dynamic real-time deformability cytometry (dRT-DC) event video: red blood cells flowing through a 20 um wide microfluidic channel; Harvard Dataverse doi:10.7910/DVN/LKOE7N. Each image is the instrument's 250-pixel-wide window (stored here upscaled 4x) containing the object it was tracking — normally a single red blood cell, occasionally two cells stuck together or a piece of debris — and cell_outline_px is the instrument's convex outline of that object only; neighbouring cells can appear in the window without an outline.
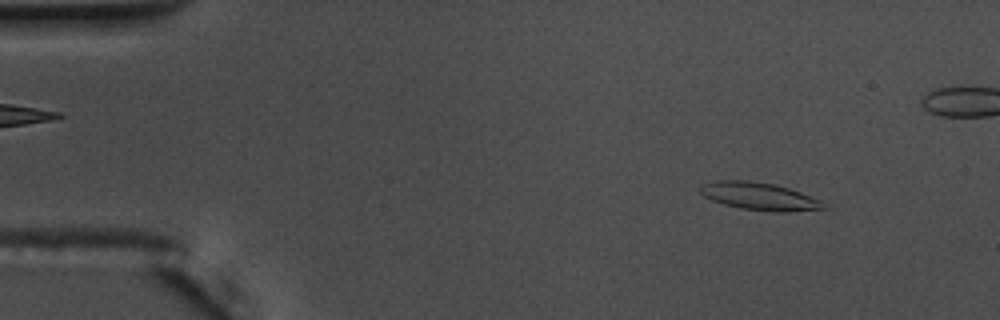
{"species": "common noctule bat (a hibernating species)", "species_latin": "Nyctalus noctula", "temperature_condition": "warm", "stored_images_in_passage": 56, "camera_frame_rate_fps": 3000, "um_per_image_px": 0.085, "animal": {"sex": "male", "body_mass_g": 17.5, "forearm_length_mm": 52.3}, "frame": {"image": 1, "passage_image": 6, "time_ms": 1.667, "image_size_px": [1000, 320], "cell_outline_px": [[828, 208], [788, 212], [772, 212], [740, 208], [724, 204], [712, 200], [704, 196], [700, 192], [700, 184], [712, 180], [748, 180], [776, 184], [800, 192], [820, 200]], "centroid_in_image_um": [64.51, 16.68], "position_along_channel_um": 20.5, "area_um2": 20.0}}
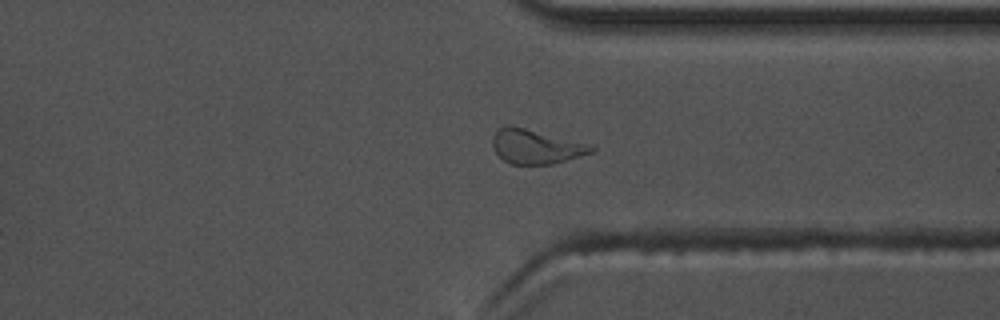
{"frame": {"image": 2, "passage_image": 42, "time_ms": 13.667, "image_size_px": [1000, 320], "cell_outline_px": [[596, 152], [552, 164], [508, 164], [496, 152], [492, 144], [492, 136], [496, 128], [508, 124], [588, 144], [596, 148]], "centroid_in_image_um": [45.52, 12.46], "position_along_channel_um": 365.9, "area_um2": 19.71}}
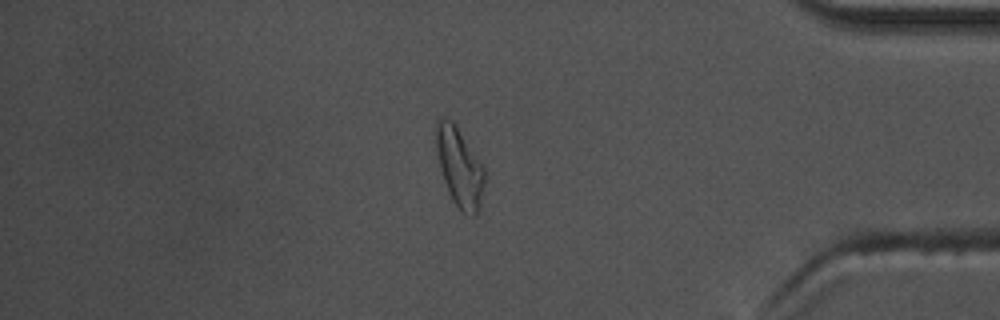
{"frame": {"image": 3, "passage_image": 47, "time_ms": 15.333, "image_size_px": [1000, 320], "cell_outline_px": [[484, 184], [480, 208], [476, 216], [472, 216], [460, 212], [452, 200], [444, 180], [436, 148], [436, 120], [440, 116], [452, 120], [484, 168]], "centroid_in_image_um": [39.06, 14.25], "position_along_channel_um": 396.1, "area_um2": 22.02}, "authors_computed_cell_mechanics": {"area_um2": 19.1896, "velocity_mm_per_s": 3.6426, "shape_relaxation_time_tau1_ms": null, "shape_relaxation_time_tau2_ms": 6.7141, "deformation_change_tau1": null, "deformation_change_tau2": 0.156}}